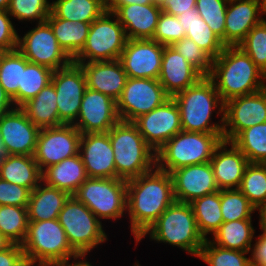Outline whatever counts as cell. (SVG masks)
I'll return each mask as SVG.
<instances>
[{"instance_id":"obj_1","label":"cell","mask_w":266,"mask_h":266,"mask_svg":"<svg viewBox=\"0 0 266 266\" xmlns=\"http://www.w3.org/2000/svg\"><path fill=\"white\" fill-rule=\"evenodd\" d=\"M174 201L171 174L157 167L127 181V214L135 242Z\"/></svg>"},{"instance_id":"obj_2","label":"cell","mask_w":266,"mask_h":266,"mask_svg":"<svg viewBox=\"0 0 266 266\" xmlns=\"http://www.w3.org/2000/svg\"><path fill=\"white\" fill-rule=\"evenodd\" d=\"M208 77L214 82L224 103L266 87V74L239 46H225L213 60Z\"/></svg>"},{"instance_id":"obj_3","label":"cell","mask_w":266,"mask_h":266,"mask_svg":"<svg viewBox=\"0 0 266 266\" xmlns=\"http://www.w3.org/2000/svg\"><path fill=\"white\" fill-rule=\"evenodd\" d=\"M173 99L180 109L183 131L223 133L224 102L214 82L208 76L202 77L195 85L175 94ZM217 108L216 114L221 115L219 124L211 122L214 109Z\"/></svg>"},{"instance_id":"obj_4","label":"cell","mask_w":266,"mask_h":266,"mask_svg":"<svg viewBox=\"0 0 266 266\" xmlns=\"http://www.w3.org/2000/svg\"><path fill=\"white\" fill-rule=\"evenodd\" d=\"M107 133L113 148L116 178L128 181L156 167V152L132 122L119 121Z\"/></svg>"},{"instance_id":"obj_5","label":"cell","mask_w":266,"mask_h":266,"mask_svg":"<svg viewBox=\"0 0 266 266\" xmlns=\"http://www.w3.org/2000/svg\"><path fill=\"white\" fill-rule=\"evenodd\" d=\"M149 234L155 242L177 246L188 254L199 256L205 243L198 230L190 203L174 201L136 241V244Z\"/></svg>"},{"instance_id":"obj_6","label":"cell","mask_w":266,"mask_h":266,"mask_svg":"<svg viewBox=\"0 0 266 266\" xmlns=\"http://www.w3.org/2000/svg\"><path fill=\"white\" fill-rule=\"evenodd\" d=\"M21 247L28 266H55L78 255L69 245L58 219L28 221Z\"/></svg>"},{"instance_id":"obj_7","label":"cell","mask_w":266,"mask_h":266,"mask_svg":"<svg viewBox=\"0 0 266 266\" xmlns=\"http://www.w3.org/2000/svg\"><path fill=\"white\" fill-rule=\"evenodd\" d=\"M223 133L180 131L156 152V167L168 173L189 165L210 162Z\"/></svg>"},{"instance_id":"obj_8","label":"cell","mask_w":266,"mask_h":266,"mask_svg":"<svg viewBox=\"0 0 266 266\" xmlns=\"http://www.w3.org/2000/svg\"><path fill=\"white\" fill-rule=\"evenodd\" d=\"M58 220L68 243L78 255H86L108 240L102 222L82 202L70 196L59 212Z\"/></svg>"},{"instance_id":"obj_9","label":"cell","mask_w":266,"mask_h":266,"mask_svg":"<svg viewBox=\"0 0 266 266\" xmlns=\"http://www.w3.org/2000/svg\"><path fill=\"white\" fill-rule=\"evenodd\" d=\"M100 219L118 220L127 212V181L88 177L73 195Z\"/></svg>"},{"instance_id":"obj_10","label":"cell","mask_w":266,"mask_h":266,"mask_svg":"<svg viewBox=\"0 0 266 266\" xmlns=\"http://www.w3.org/2000/svg\"><path fill=\"white\" fill-rule=\"evenodd\" d=\"M127 40L126 32L117 17L106 10L91 23L85 45L73 59V62L118 60Z\"/></svg>"},{"instance_id":"obj_11","label":"cell","mask_w":266,"mask_h":266,"mask_svg":"<svg viewBox=\"0 0 266 266\" xmlns=\"http://www.w3.org/2000/svg\"><path fill=\"white\" fill-rule=\"evenodd\" d=\"M169 98L158 79L127 78L122 94L116 101L120 121L133 122Z\"/></svg>"},{"instance_id":"obj_12","label":"cell","mask_w":266,"mask_h":266,"mask_svg":"<svg viewBox=\"0 0 266 266\" xmlns=\"http://www.w3.org/2000/svg\"><path fill=\"white\" fill-rule=\"evenodd\" d=\"M17 50L30 62L52 71L70 65L73 60L60 47L50 24L37 23L23 37L18 36Z\"/></svg>"},{"instance_id":"obj_13","label":"cell","mask_w":266,"mask_h":266,"mask_svg":"<svg viewBox=\"0 0 266 266\" xmlns=\"http://www.w3.org/2000/svg\"><path fill=\"white\" fill-rule=\"evenodd\" d=\"M81 132L73 124L40 128L34 160L41 171L79 154Z\"/></svg>"},{"instance_id":"obj_14","label":"cell","mask_w":266,"mask_h":266,"mask_svg":"<svg viewBox=\"0 0 266 266\" xmlns=\"http://www.w3.org/2000/svg\"><path fill=\"white\" fill-rule=\"evenodd\" d=\"M266 122V87L224 103L223 140L231 142L241 131Z\"/></svg>"},{"instance_id":"obj_15","label":"cell","mask_w":266,"mask_h":266,"mask_svg":"<svg viewBox=\"0 0 266 266\" xmlns=\"http://www.w3.org/2000/svg\"><path fill=\"white\" fill-rule=\"evenodd\" d=\"M51 83L55 87L59 119L73 124L79 115L82 98L87 89L82 67L72 62L67 67L53 71Z\"/></svg>"},{"instance_id":"obj_16","label":"cell","mask_w":266,"mask_h":266,"mask_svg":"<svg viewBox=\"0 0 266 266\" xmlns=\"http://www.w3.org/2000/svg\"><path fill=\"white\" fill-rule=\"evenodd\" d=\"M132 123L155 152L182 131L180 109L173 97L147 114L136 118Z\"/></svg>"},{"instance_id":"obj_17","label":"cell","mask_w":266,"mask_h":266,"mask_svg":"<svg viewBox=\"0 0 266 266\" xmlns=\"http://www.w3.org/2000/svg\"><path fill=\"white\" fill-rule=\"evenodd\" d=\"M40 128L20 108L0 116V141L4 155L33 156Z\"/></svg>"},{"instance_id":"obj_18","label":"cell","mask_w":266,"mask_h":266,"mask_svg":"<svg viewBox=\"0 0 266 266\" xmlns=\"http://www.w3.org/2000/svg\"><path fill=\"white\" fill-rule=\"evenodd\" d=\"M119 121L117 102L108 95L87 88L73 125L81 134L107 133Z\"/></svg>"},{"instance_id":"obj_19","label":"cell","mask_w":266,"mask_h":266,"mask_svg":"<svg viewBox=\"0 0 266 266\" xmlns=\"http://www.w3.org/2000/svg\"><path fill=\"white\" fill-rule=\"evenodd\" d=\"M163 52L153 39H128L118 60L128 78L158 79Z\"/></svg>"},{"instance_id":"obj_20","label":"cell","mask_w":266,"mask_h":266,"mask_svg":"<svg viewBox=\"0 0 266 266\" xmlns=\"http://www.w3.org/2000/svg\"><path fill=\"white\" fill-rule=\"evenodd\" d=\"M170 174L177 202L191 203L194 199L219 191L210 162L184 166Z\"/></svg>"},{"instance_id":"obj_21","label":"cell","mask_w":266,"mask_h":266,"mask_svg":"<svg viewBox=\"0 0 266 266\" xmlns=\"http://www.w3.org/2000/svg\"><path fill=\"white\" fill-rule=\"evenodd\" d=\"M79 155L88 177L116 178L113 148L108 133L81 134Z\"/></svg>"},{"instance_id":"obj_22","label":"cell","mask_w":266,"mask_h":266,"mask_svg":"<svg viewBox=\"0 0 266 266\" xmlns=\"http://www.w3.org/2000/svg\"><path fill=\"white\" fill-rule=\"evenodd\" d=\"M263 14L261 0H228L224 45L238 46L248 32L264 19Z\"/></svg>"},{"instance_id":"obj_23","label":"cell","mask_w":266,"mask_h":266,"mask_svg":"<svg viewBox=\"0 0 266 266\" xmlns=\"http://www.w3.org/2000/svg\"><path fill=\"white\" fill-rule=\"evenodd\" d=\"M202 77L172 46H164L158 81L170 97L195 85Z\"/></svg>"},{"instance_id":"obj_24","label":"cell","mask_w":266,"mask_h":266,"mask_svg":"<svg viewBox=\"0 0 266 266\" xmlns=\"http://www.w3.org/2000/svg\"><path fill=\"white\" fill-rule=\"evenodd\" d=\"M228 145L230 149H227ZM210 163L219 190L238 189L249 164L245 155L232 142L224 140L215 149Z\"/></svg>"},{"instance_id":"obj_25","label":"cell","mask_w":266,"mask_h":266,"mask_svg":"<svg viewBox=\"0 0 266 266\" xmlns=\"http://www.w3.org/2000/svg\"><path fill=\"white\" fill-rule=\"evenodd\" d=\"M76 64L84 71L87 88L108 95L115 101L120 98L128 77L119 60Z\"/></svg>"},{"instance_id":"obj_26","label":"cell","mask_w":266,"mask_h":266,"mask_svg":"<svg viewBox=\"0 0 266 266\" xmlns=\"http://www.w3.org/2000/svg\"><path fill=\"white\" fill-rule=\"evenodd\" d=\"M161 6L129 4L118 7L113 14L123 26L128 39H153Z\"/></svg>"},{"instance_id":"obj_27","label":"cell","mask_w":266,"mask_h":266,"mask_svg":"<svg viewBox=\"0 0 266 266\" xmlns=\"http://www.w3.org/2000/svg\"><path fill=\"white\" fill-rule=\"evenodd\" d=\"M87 178L88 175L79 154L66 158L42 171L43 184L65 191L70 196L75 194Z\"/></svg>"},{"instance_id":"obj_28","label":"cell","mask_w":266,"mask_h":266,"mask_svg":"<svg viewBox=\"0 0 266 266\" xmlns=\"http://www.w3.org/2000/svg\"><path fill=\"white\" fill-rule=\"evenodd\" d=\"M44 185V186H43ZM70 195L41 182L31 193L27 205L28 221L58 219L59 212Z\"/></svg>"},{"instance_id":"obj_29","label":"cell","mask_w":266,"mask_h":266,"mask_svg":"<svg viewBox=\"0 0 266 266\" xmlns=\"http://www.w3.org/2000/svg\"><path fill=\"white\" fill-rule=\"evenodd\" d=\"M0 178L32 192L42 182V171L34 156L3 155L0 161Z\"/></svg>"},{"instance_id":"obj_30","label":"cell","mask_w":266,"mask_h":266,"mask_svg":"<svg viewBox=\"0 0 266 266\" xmlns=\"http://www.w3.org/2000/svg\"><path fill=\"white\" fill-rule=\"evenodd\" d=\"M20 109L39 128L57 127L64 124L59 119L56 91L51 82Z\"/></svg>"},{"instance_id":"obj_31","label":"cell","mask_w":266,"mask_h":266,"mask_svg":"<svg viewBox=\"0 0 266 266\" xmlns=\"http://www.w3.org/2000/svg\"><path fill=\"white\" fill-rule=\"evenodd\" d=\"M177 17L186 31V37L193 40L213 60L217 58L223 51L225 45L199 16L197 9L193 8Z\"/></svg>"},{"instance_id":"obj_32","label":"cell","mask_w":266,"mask_h":266,"mask_svg":"<svg viewBox=\"0 0 266 266\" xmlns=\"http://www.w3.org/2000/svg\"><path fill=\"white\" fill-rule=\"evenodd\" d=\"M46 21L50 24L60 47L73 60L84 47L91 24L61 19L52 13Z\"/></svg>"},{"instance_id":"obj_33","label":"cell","mask_w":266,"mask_h":266,"mask_svg":"<svg viewBox=\"0 0 266 266\" xmlns=\"http://www.w3.org/2000/svg\"><path fill=\"white\" fill-rule=\"evenodd\" d=\"M252 219L223 222L213 234V244L231 250L250 252L255 229Z\"/></svg>"},{"instance_id":"obj_34","label":"cell","mask_w":266,"mask_h":266,"mask_svg":"<svg viewBox=\"0 0 266 266\" xmlns=\"http://www.w3.org/2000/svg\"><path fill=\"white\" fill-rule=\"evenodd\" d=\"M106 11V0H56L51 13L58 18L92 23Z\"/></svg>"},{"instance_id":"obj_35","label":"cell","mask_w":266,"mask_h":266,"mask_svg":"<svg viewBox=\"0 0 266 266\" xmlns=\"http://www.w3.org/2000/svg\"><path fill=\"white\" fill-rule=\"evenodd\" d=\"M190 205L197 222V227L204 239L214 234L223 223L220 204V190L194 199Z\"/></svg>"},{"instance_id":"obj_36","label":"cell","mask_w":266,"mask_h":266,"mask_svg":"<svg viewBox=\"0 0 266 266\" xmlns=\"http://www.w3.org/2000/svg\"><path fill=\"white\" fill-rule=\"evenodd\" d=\"M53 71L45 66L28 63L22 69L21 85L17 95L12 99L16 108L34 98L44 87L51 82Z\"/></svg>"},{"instance_id":"obj_37","label":"cell","mask_w":266,"mask_h":266,"mask_svg":"<svg viewBox=\"0 0 266 266\" xmlns=\"http://www.w3.org/2000/svg\"><path fill=\"white\" fill-rule=\"evenodd\" d=\"M231 142L249 163H266V122L241 131Z\"/></svg>"},{"instance_id":"obj_38","label":"cell","mask_w":266,"mask_h":266,"mask_svg":"<svg viewBox=\"0 0 266 266\" xmlns=\"http://www.w3.org/2000/svg\"><path fill=\"white\" fill-rule=\"evenodd\" d=\"M29 61L17 50L0 52V84L12 100L21 85L22 69Z\"/></svg>"},{"instance_id":"obj_39","label":"cell","mask_w":266,"mask_h":266,"mask_svg":"<svg viewBox=\"0 0 266 266\" xmlns=\"http://www.w3.org/2000/svg\"><path fill=\"white\" fill-rule=\"evenodd\" d=\"M238 189L257 210L266 204V163H249Z\"/></svg>"},{"instance_id":"obj_40","label":"cell","mask_w":266,"mask_h":266,"mask_svg":"<svg viewBox=\"0 0 266 266\" xmlns=\"http://www.w3.org/2000/svg\"><path fill=\"white\" fill-rule=\"evenodd\" d=\"M27 228V207L0 205V232L12 244H22Z\"/></svg>"},{"instance_id":"obj_41","label":"cell","mask_w":266,"mask_h":266,"mask_svg":"<svg viewBox=\"0 0 266 266\" xmlns=\"http://www.w3.org/2000/svg\"><path fill=\"white\" fill-rule=\"evenodd\" d=\"M249 253L225 249L206 239L197 258L209 266H252L251 259L246 256Z\"/></svg>"},{"instance_id":"obj_42","label":"cell","mask_w":266,"mask_h":266,"mask_svg":"<svg viewBox=\"0 0 266 266\" xmlns=\"http://www.w3.org/2000/svg\"><path fill=\"white\" fill-rule=\"evenodd\" d=\"M223 222L252 219L257 209L239 189L220 190Z\"/></svg>"},{"instance_id":"obj_43","label":"cell","mask_w":266,"mask_h":266,"mask_svg":"<svg viewBox=\"0 0 266 266\" xmlns=\"http://www.w3.org/2000/svg\"><path fill=\"white\" fill-rule=\"evenodd\" d=\"M227 5L228 0H196L195 5L199 16L223 44Z\"/></svg>"},{"instance_id":"obj_44","label":"cell","mask_w":266,"mask_h":266,"mask_svg":"<svg viewBox=\"0 0 266 266\" xmlns=\"http://www.w3.org/2000/svg\"><path fill=\"white\" fill-rule=\"evenodd\" d=\"M238 46L266 74V19L255 25Z\"/></svg>"},{"instance_id":"obj_45","label":"cell","mask_w":266,"mask_h":266,"mask_svg":"<svg viewBox=\"0 0 266 266\" xmlns=\"http://www.w3.org/2000/svg\"><path fill=\"white\" fill-rule=\"evenodd\" d=\"M48 0H11L7 11L11 17L22 21L45 22L51 13Z\"/></svg>"},{"instance_id":"obj_46","label":"cell","mask_w":266,"mask_h":266,"mask_svg":"<svg viewBox=\"0 0 266 266\" xmlns=\"http://www.w3.org/2000/svg\"><path fill=\"white\" fill-rule=\"evenodd\" d=\"M203 76H209L212 70L213 59L203 51L193 40L184 37L171 45Z\"/></svg>"},{"instance_id":"obj_47","label":"cell","mask_w":266,"mask_h":266,"mask_svg":"<svg viewBox=\"0 0 266 266\" xmlns=\"http://www.w3.org/2000/svg\"><path fill=\"white\" fill-rule=\"evenodd\" d=\"M186 37V31L180 24L178 17L161 12L153 40L164 46H171L174 42Z\"/></svg>"},{"instance_id":"obj_48","label":"cell","mask_w":266,"mask_h":266,"mask_svg":"<svg viewBox=\"0 0 266 266\" xmlns=\"http://www.w3.org/2000/svg\"><path fill=\"white\" fill-rule=\"evenodd\" d=\"M31 191L0 178V205L27 207Z\"/></svg>"},{"instance_id":"obj_49","label":"cell","mask_w":266,"mask_h":266,"mask_svg":"<svg viewBox=\"0 0 266 266\" xmlns=\"http://www.w3.org/2000/svg\"><path fill=\"white\" fill-rule=\"evenodd\" d=\"M10 17L7 10H0V52L13 51L18 46L19 34Z\"/></svg>"},{"instance_id":"obj_50","label":"cell","mask_w":266,"mask_h":266,"mask_svg":"<svg viewBox=\"0 0 266 266\" xmlns=\"http://www.w3.org/2000/svg\"><path fill=\"white\" fill-rule=\"evenodd\" d=\"M0 266H28L21 245L11 244L0 251Z\"/></svg>"},{"instance_id":"obj_51","label":"cell","mask_w":266,"mask_h":266,"mask_svg":"<svg viewBox=\"0 0 266 266\" xmlns=\"http://www.w3.org/2000/svg\"><path fill=\"white\" fill-rule=\"evenodd\" d=\"M195 5L196 0H165L161 9L167 14L178 16L195 8Z\"/></svg>"},{"instance_id":"obj_52","label":"cell","mask_w":266,"mask_h":266,"mask_svg":"<svg viewBox=\"0 0 266 266\" xmlns=\"http://www.w3.org/2000/svg\"><path fill=\"white\" fill-rule=\"evenodd\" d=\"M255 244L251 247V265L266 266V235L262 234L256 238Z\"/></svg>"},{"instance_id":"obj_53","label":"cell","mask_w":266,"mask_h":266,"mask_svg":"<svg viewBox=\"0 0 266 266\" xmlns=\"http://www.w3.org/2000/svg\"><path fill=\"white\" fill-rule=\"evenodd\" d=\"M154 4V0H106V10L114 12L118 7L129 4Z\"/></svg>"},{"instance_id":"obj_54","label":"cell","mask_w":266,"mask_h":266,"mask_svg":"<svg viewBox=\"0 0 266 266\" xmlns=\"http://www.w3.org/2000/svg\"><path fill=\"white\" fill-rule=\"evenodd\" d=\"M15 108L12 100L6 94L5 90L3 89L2 85L0 84V116L5 114Z\"/></svg>"},{"instance_id":"obj_55","label":"cell","mask_w":266,"mask_h":266,"mask_svg":"<svg viewBox=\"0 0 266 266\" xmlns=\"http://www.w3.org/2000/svg\"><path fill=\"white\" fill-rule=\"evenodd\" d=\"M84 257H86V255L80 254V255H77L76 257L73 258L74 262L73 263L70 262L71 264H69L70 259H68L64 262L56 264L55 266H92L91 263L88 262L87 260H85L86 258H84Z\"/></svg>"},{"instance_id":"obj_56","label":"cell","mask_w":266,"mask_h":266,"mask_svg":"<svg viewBox=\"0 0 266 266\" xmlns=\"http://www.w3.org/2000/svg\"><path fill=\"white\" fill-rule=\"evenodd\" d=\"M257 211H259V225L260 230L266 235V204L262 205Z\"/></svg>"},{"instance_id":"obj_57","label":"cell","mask_w":266,"mask_h":266,"mask_svg":"<svg viewBox=\"0 0 266 266\" xmlns=\"http://www.w3.org/2000/svg\"><path fill=\"white\" fill-rule=\"evenodd\" d=\"M12 243L0 232V251L8 248Z\"/></svg>"},{"instance_id":"obj_58","label":"cell","mask_w":266,"mask_h":266,"mask_svg":"<svg viewBox=\"0 0 266 266\" xmlns=\"http://www.w3.org/2000/svg\"><path fill=\"white\" fill-rule=\"evenodd\" d=\"M11 0H0V10H7Z\"/></svg>"},{"instance_id":"obj_59","label":"cell","mask_w":266,"mask_h":266,"mask_svg":"<svg viewBox=\"0 0 266 266\" xmlns=\"http://www.w3.org/2000/svg\"><path fill=\"white\" fill-rule=\"evenodd\" d=\"M165 0H154V4L158 6H162Z\"/></svg>"},{"instance_id":"obj_60","label":"cell","mask_w":266,"mask_h":266,"mask_svg":"<svg viewBox=\"0 0 266 266\" xmlns=\"http://www.w3.org/2000/svg\"><path fill=\"white\" fill-rule=\"evenodd\" d=\"M264 13L266 12V0H261Z\"/></svg>"},{"instance_id":"obj_61","label":"cell","mask_w":266,"mask_h":266,"mask_svg":"<svg viewBox=\"0 0 266 266\" xmlns=\"http://www.w3.org/2000/svg\"><path fill=\"white\" fill-rule=\"evenodd\" d=\"M3 155H4V151H3L2 144H1V141H0V161H1V158H2Z\"/></svg>"}]
</instances>
